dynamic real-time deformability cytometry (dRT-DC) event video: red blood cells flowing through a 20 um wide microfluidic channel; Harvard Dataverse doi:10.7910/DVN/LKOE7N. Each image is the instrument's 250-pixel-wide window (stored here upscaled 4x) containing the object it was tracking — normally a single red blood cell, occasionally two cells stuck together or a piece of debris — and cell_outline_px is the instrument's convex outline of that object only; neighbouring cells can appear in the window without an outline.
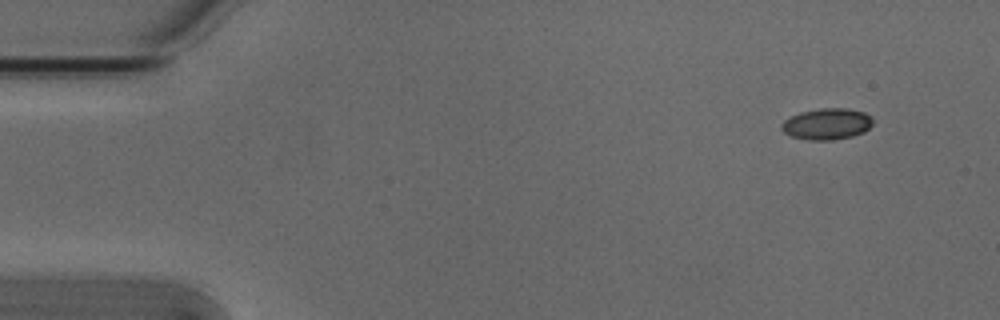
{"species": "Egyptian fruit bat (a non-hibernating species)", "species_latin": "Rousettus aegyptiacus", "temperature_condition": "cold", "stored_images_in_passage": 2, "segment_of_instrument_passage": [2, 2], "camera_frame_rate_fps": 3000, "um_per_image_px": 0.085, "animal": {"sex": "male"}, "frame": {"image": 1, "passage_image": 2, "time_ms": 0.333, "image_size_px": [1000, 320], "cell_outline_px": [[872, 124], [864, 132], [852, 136], [832, 140], [808, 140], [792, 136], [784, 132], [780, 128], [780, 124], [784, 120], [800, 112], [820, 108], [848, 108], [864, 112], [872, 116]], "centroid_in_image_um": [70.28, 10.53], "position_along_channel_um": 14.7, "area_um2": 16.7}}